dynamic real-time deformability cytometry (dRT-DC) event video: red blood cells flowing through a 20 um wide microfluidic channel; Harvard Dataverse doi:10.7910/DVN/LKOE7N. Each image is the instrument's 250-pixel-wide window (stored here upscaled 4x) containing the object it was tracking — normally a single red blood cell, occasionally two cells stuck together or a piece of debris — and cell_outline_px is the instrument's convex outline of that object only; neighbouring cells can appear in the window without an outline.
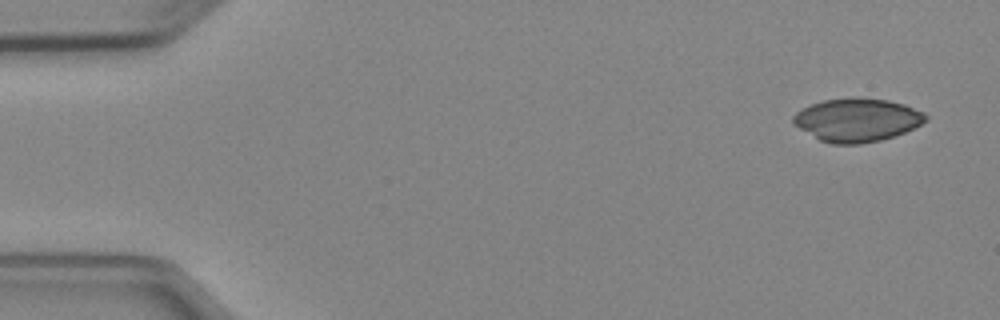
{"species": "Egyptian fruit bat (a non-hibernating species)", "species_latin": "Rousettus aegyptiacus", "temperature_condition": "cold", "stored_images_in_passage": 6, "camera_frame_rate_fps": 3000, "um_per_image_px": 0.085, "animal": {"sex": "female"}, "frame": {"image": 1, "passage_image": 1, "time_ms": 0.0, "image_size_px": [1000, 320], "cell_outline_px": [[928, 120], [904, 132], [880, 140], [860, 144], [832, 144], [820, 140], [792, 124], [792, 116], [796, 112], [812, 104], [824, 100], [856, 96], [888, 100], [904, 104], [924, 112], [928, 116]], "centroid_in_image_um": [72.84, 10.18], "position_along_channel_um": 12.2, "area_um2": 33.47}}
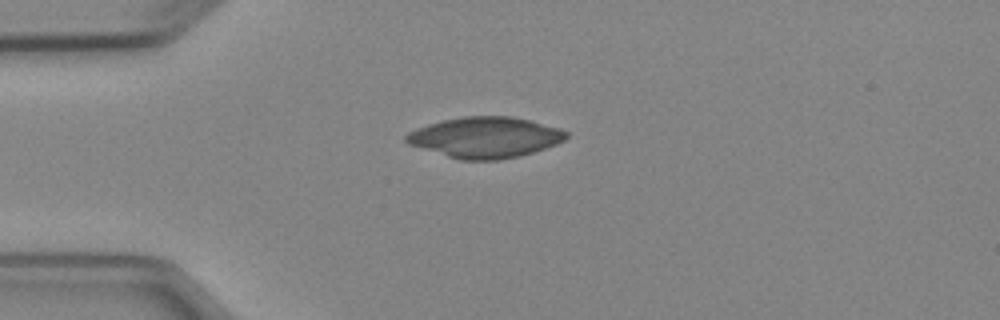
{"frame": {"image": 2, "passage_image": 4, "time_ms": 3.333, "image_size_px": [1000, 320], "cell_outline_px": [[568, 136], [564, 140], [556, 144], [520, 156], [496, 160], [460, 160], [408, 144], [404, 140], [404, 136], [408, 132], [428, 124], [444, 120], [464, 116], [512, 116], [560, 128], [568, 132]], "centroid_in_image_um": [41.23, 11.68], "position_along_channel_um": 43.8, "area_um2": 37.86}}